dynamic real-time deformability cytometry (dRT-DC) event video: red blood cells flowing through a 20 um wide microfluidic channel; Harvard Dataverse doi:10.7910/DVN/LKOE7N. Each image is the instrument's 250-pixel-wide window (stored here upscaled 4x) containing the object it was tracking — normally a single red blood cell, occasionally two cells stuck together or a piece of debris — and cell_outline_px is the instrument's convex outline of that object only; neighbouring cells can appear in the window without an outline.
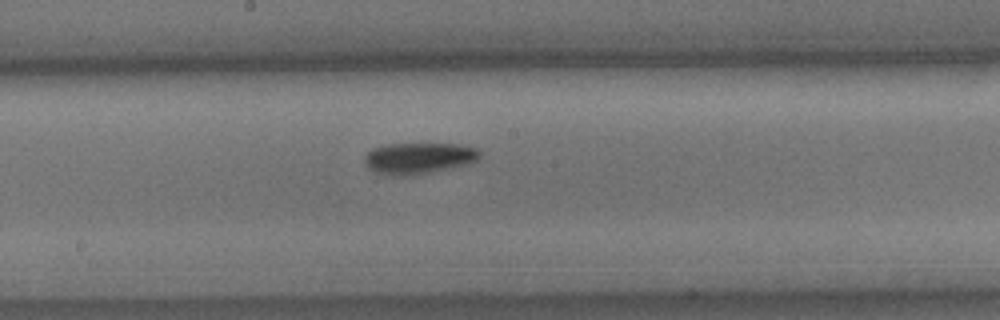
{"species": "common noctule bat (a hibernating species)", "species_latin": "Nyctalus noctula", "temperature_condition": "cold", "stored_images_in_passage": 10, "camera_frame_rate_fps": 3000, "um_per_image_px": 0.085, "animal": {"sex": "male", "body_mass_g": 15.6}, "frame": {"image": 1, "passage_image": 10, "time_ms": 3.0, "image_size_px": [1000, 320], "cell_outline_px": [[480, 156], [476, 160], [468, 164], [412, 176], [392, 176], [376, 172], [368, 168], [364, 164], [364, 156], [372, 148], [388, 144], [460, 144], [476, 148], [480, 152]], "centroid_in_image_um": [35.55, 13.45], "position_along_channel_um": 212.6, "area_um2": 21.1}}